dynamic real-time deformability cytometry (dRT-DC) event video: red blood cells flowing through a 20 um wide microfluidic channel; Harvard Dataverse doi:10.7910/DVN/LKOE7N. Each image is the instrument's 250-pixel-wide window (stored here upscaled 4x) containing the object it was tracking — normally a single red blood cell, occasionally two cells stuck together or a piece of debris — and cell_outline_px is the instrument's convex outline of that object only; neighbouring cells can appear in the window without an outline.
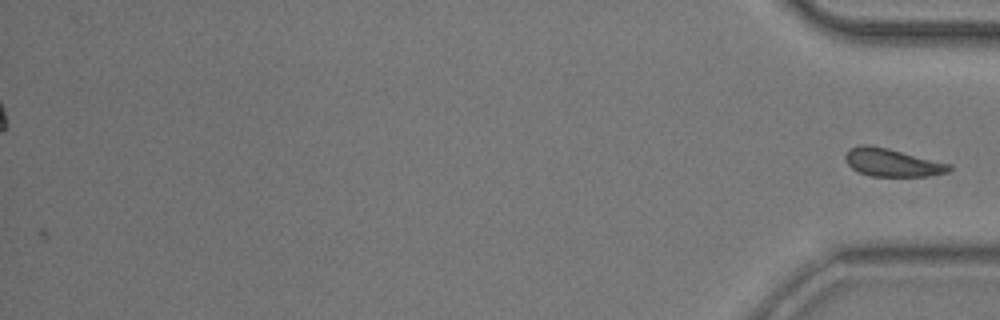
{"species": "common noctule bat (a hibernating species)", "species_latin": "Nyctalus noctula", "temperature_condition": "room temperature", "stored_images_in_passage": 43, "segment_of_instrument_passage": [2, 2], "camera_frame_rate_fps": 3000, "um_per_image_px": 0.085, "animal": {"sex": "male", "body_mass_g": 20.5, "forearm_length_mm": 52.5}, "frame": {"image": 1, "passage_image": 43, "time_ms": 14.0, "image_size_px": [1000, 320], "cell_outline_px": [[952, 168], [948, 172], [928, 176], [872, 176], [860, 172], [852, 168], [848, 164], [844, 156], [848, 148], [860, 144], [868, 144], [888, 148], [952, 164]], "centroid_in_image_um": [75.83, 13.8], "position_along_channel_um": 359.4, "area_um2": 16.99}}